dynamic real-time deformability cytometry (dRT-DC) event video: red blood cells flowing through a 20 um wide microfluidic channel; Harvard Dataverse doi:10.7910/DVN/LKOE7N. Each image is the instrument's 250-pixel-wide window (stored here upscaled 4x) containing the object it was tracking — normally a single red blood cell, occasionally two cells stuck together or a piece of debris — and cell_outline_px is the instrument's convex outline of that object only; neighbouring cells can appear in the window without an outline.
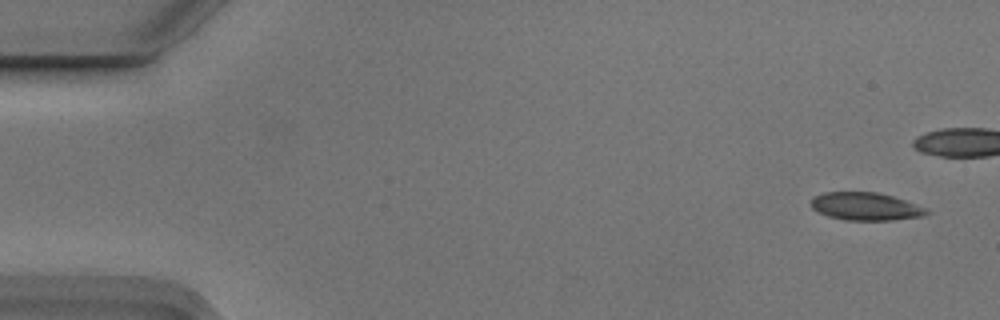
{"species": "Egyptian fruit bat (a non-hibernating species)", "species_latin": "Rousettus aegyptiacus", "temperature_condition": "cold", "stored_images_in_passage": 5, "camera_frame_rate_fps": 3000, "um_per_image_px": 0.085, "animal": {"sex": "male"}, "frame": {"image": 1, "passage_image": 1, "time_ms": 0.0, "image_size_px": [1000, 320], "cell_outline_px": [[932, 212], [924, 216], [892, 220], [844, 220], [828, 216], [812, 208], [812, 196], [824, 192], [876, 192], [892, 196], [928, 208]], "centroid_in_image_um": [73.61, 17.55], "position_along_channel_um": 11.4, "area_um2": 18.79}}